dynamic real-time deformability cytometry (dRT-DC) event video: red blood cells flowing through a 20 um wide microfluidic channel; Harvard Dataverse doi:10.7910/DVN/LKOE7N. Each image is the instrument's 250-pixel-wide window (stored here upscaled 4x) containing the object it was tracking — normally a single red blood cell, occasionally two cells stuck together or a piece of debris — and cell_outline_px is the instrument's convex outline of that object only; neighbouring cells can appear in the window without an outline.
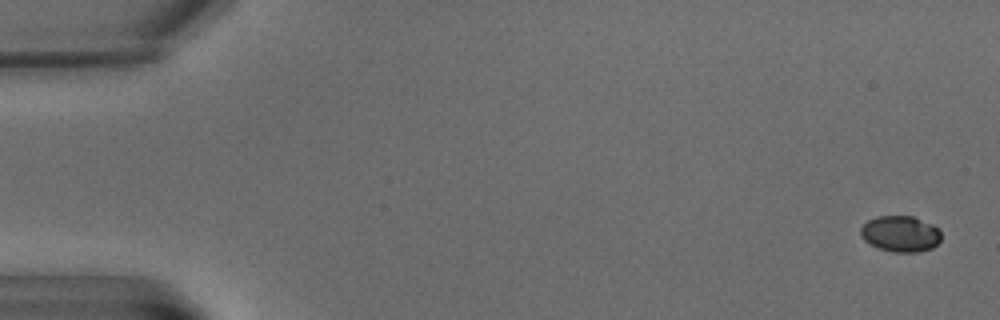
{"species": "common noctule bat (a hibernating species)", "species_latin": "Nyctalus noctula", "temperature_condition": "warm", "stored_images_in_passage": 6, "camera_frame_rate_fps": 3000, "um_per_image_px": 0.085, "animal": {"sex": "male", "body_mass_g": 15.6}, "frame": {"image": 1, "passage_image": 1, "time_ms": 0.0, "image_size_px": [1000, 320], "cell_outline_px": [[940, 240], [932, 248], [916, 252], [892, 252], [876, 248], [864, 240], [860, 236], [860, 228], [868, 220], [876, 216], [912, 216], [932, 224], [940, 228]], "centroid_in_image_um": [76.51, 19.87], "position_along_channel_um": 8.5, "area_um2": 17.05}}